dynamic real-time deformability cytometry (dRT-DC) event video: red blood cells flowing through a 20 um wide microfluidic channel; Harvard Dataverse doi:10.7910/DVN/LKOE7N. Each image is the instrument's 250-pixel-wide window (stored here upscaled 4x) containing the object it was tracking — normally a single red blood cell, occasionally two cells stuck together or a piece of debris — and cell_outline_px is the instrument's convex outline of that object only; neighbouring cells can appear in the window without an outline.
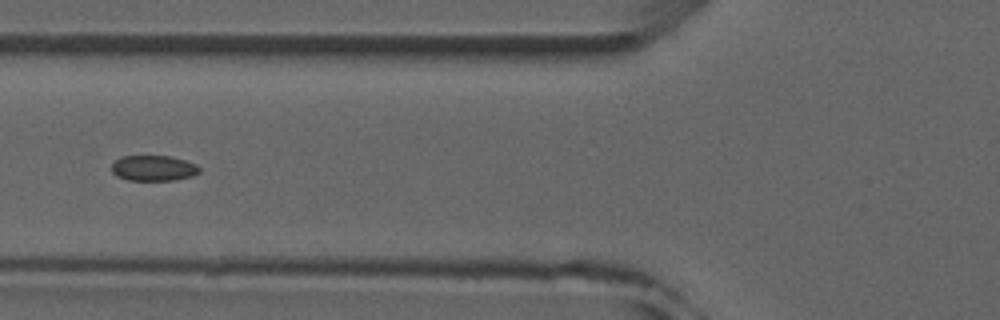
{"species": "common noctule bat (a hibernating species)", "species_latin": "Nyctalus noctula", "temperature_condition": "room temperature", "stored_images_in_passage": 7, "camera_frame_rate_fps": 3000, "um_per_image_px": 0.085, "animal": {"sex": "male", "forearm_length_mm": 52.5}, "frame": {"image": 1, "passage_image": 5, "time_ms": 5.667, "image_size_px": [1000, 320], "cell_outline_px": [[200, 172], [192, 176], [172, 180], [128, 180], [116, 176], [112, 172], [112, 164], [120, 156], [172, 156], [196, 164], [200, 168]], "centroid_in_image_um": [13.04, 14.29], "position_along_channel_um": 112.8, "area_um2": 13.06}}
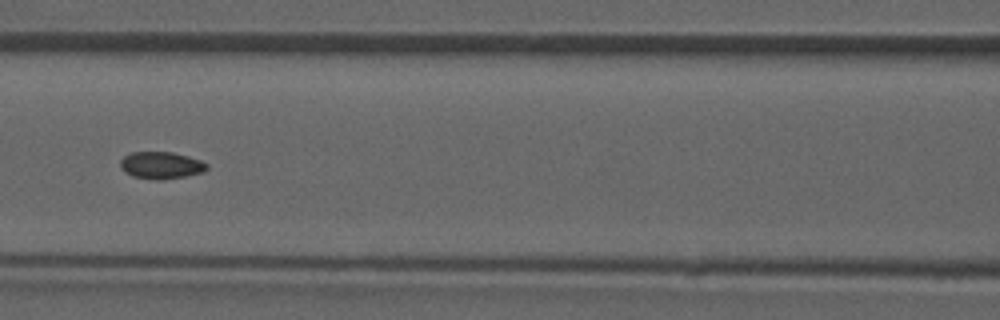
{"frame": {"image": 2, "passage_image": 6, "time_ms": 6.667, "image_size_px": [1000, 320], "cell_outline_px": [[208, 168], [204, 172], [164, 180], [156, 180], [132, 176], [124, 172], [120, 168], [120, 160], [124, 156], [132, 152], [172, 152], [188, 156], [200, 160], [208, 164]], "centroid_in_image_um": [13.68, 14.05], "position_along_channel_um": 152.9, "area_um2": 13.76}}